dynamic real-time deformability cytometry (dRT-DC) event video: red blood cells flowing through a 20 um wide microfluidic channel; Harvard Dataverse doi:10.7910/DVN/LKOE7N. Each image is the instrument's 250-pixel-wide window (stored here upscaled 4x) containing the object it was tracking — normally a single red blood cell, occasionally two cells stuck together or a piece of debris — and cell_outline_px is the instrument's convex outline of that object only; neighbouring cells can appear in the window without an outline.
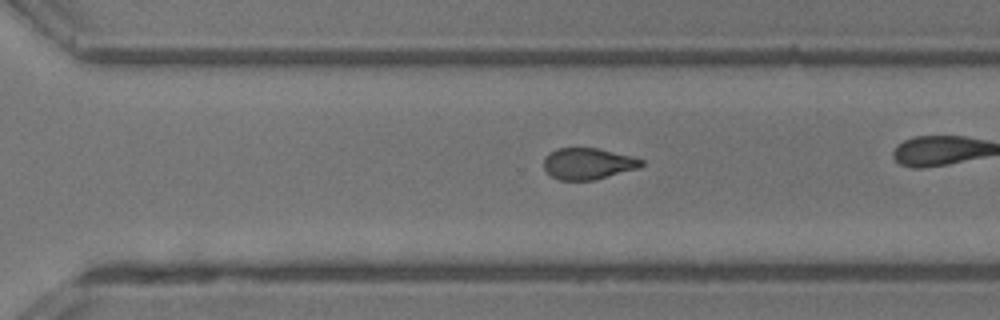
{"species": "common noctule bat (a hibernating species)", "species_latin": "Nyctalus noctula", "temperature_condition": "room temperature", "stored_images_in_passage": 28, "camera_frame_rate_fps": 3000, "um_per_image_px": 0.085, "animal": {"sex": "male", "body_mass_g": 13.3}, "frame": {"image": 1, "passage_image": 24, "time_ms": 7.667, "image_size_px": [1000, 320], "cell_outline_px": [[644, 164], [640, 168], [592, 180], [560, 180], [552, 176], [544, 168], [544, 156], [548, 152], [556, 148], [596, 148], [632, 156], [644, 160]], "centroid_in_image_um": [49.98, 13.9], "position_along_channel_um": 320.6, "area_um2": 17.86}}